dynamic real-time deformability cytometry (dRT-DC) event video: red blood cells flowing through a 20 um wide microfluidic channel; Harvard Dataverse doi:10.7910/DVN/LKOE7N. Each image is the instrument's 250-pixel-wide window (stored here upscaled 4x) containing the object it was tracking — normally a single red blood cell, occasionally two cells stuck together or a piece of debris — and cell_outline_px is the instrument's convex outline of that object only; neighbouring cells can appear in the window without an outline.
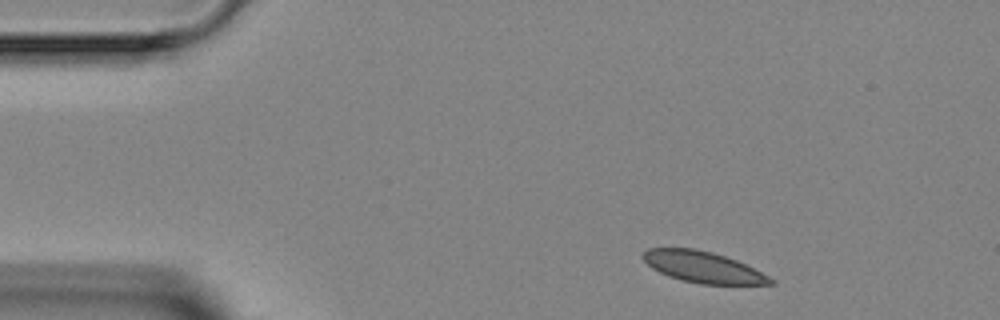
{"species": "Egyptian fruit bat (a non-hibernating species)", "species_latin": "Rousettus aegyptiacus", "temperature_condition": "room temperature", "stored_images_in_passage": 3, "camera_frame_rate_fps": 3000, "um_per_image_px": 0.085, "animal": {"sex": "female"}, "frame": {"image": 1, "passage_image": 1, "time_ms": 0.0, "image_size_px": [1000, 320], "cell_outline_px": [[776, 284], [700, 284], [668, 276], [652, 268], [640, 256], [648, 248], [696, 248], [712, 252], [736, 260], [776, 280]], "centroid_in_image_um": [59.74, 22.69], "position_along_channel_um": 25.3, "area_um2": 22.95}}